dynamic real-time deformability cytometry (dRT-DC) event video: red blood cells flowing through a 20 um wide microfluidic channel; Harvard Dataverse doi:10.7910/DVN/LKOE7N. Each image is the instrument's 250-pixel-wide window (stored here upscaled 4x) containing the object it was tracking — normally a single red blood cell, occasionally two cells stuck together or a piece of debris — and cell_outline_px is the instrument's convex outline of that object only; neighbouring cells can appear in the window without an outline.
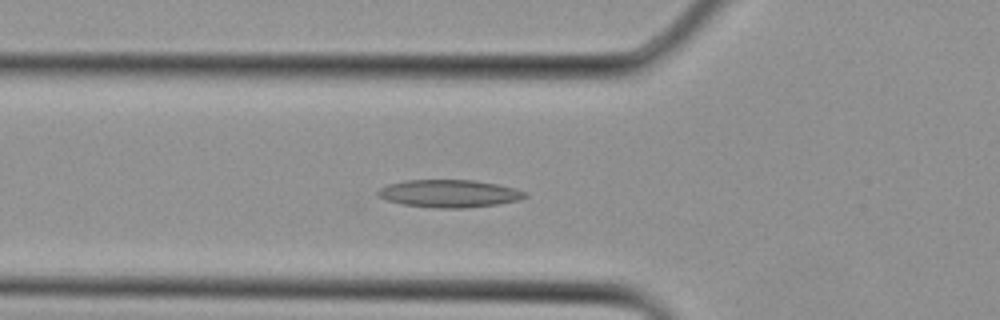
{"species": "Egyptian fruit bat (a non-hibernating species)", "species_latin": "Rousettus aegyptiacus", "temperature_condition": "cold", "stored_images_in_passage": 27, "camera_frame_rate_fps": 3000, "um_per_image_px": 0.085, "animal": {"sex": "female"}, "frame": {"image": 1, "passage_image": 11, "time_ms": 3.333, "image_size_px": [1000, 320], "cell_outline_px": [[528, 196], [520, 200], [500, 204], [468, 208], [432, 208], [404, 204], [384, 200], [376, 192], [380, 188], [388, 184], [404, 180], [472, 180], [496, 184], [516, 188], [528, 192]], "centroid_in_image_um": [38.22, 16.46], "position_along_channel_um": 87.6, "area_um2": 23.93}}
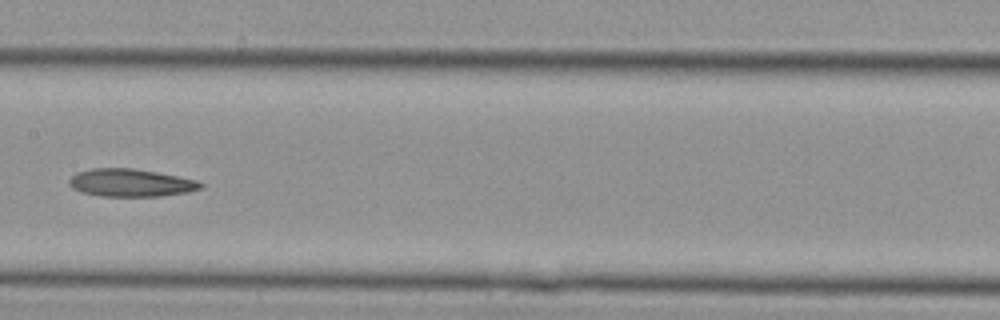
{"frame": {"image": 2, "passage_image": 16, "time_ms": 5.0, "image_size_px": [1000, 320], "cell_outline_px": [[204, 184], [200, 188], [188, 192], [160, 196], [100, 196], [80, 192], [72, 188], [68, 184], [68, 180], [76, 172], [92, 168], [132, 168], [156, 172], [196, 180]], "centroid_in_image_um": [11.05, 15.54], "position_along_channel_um": 196.3, "area_um2": 21.21}}
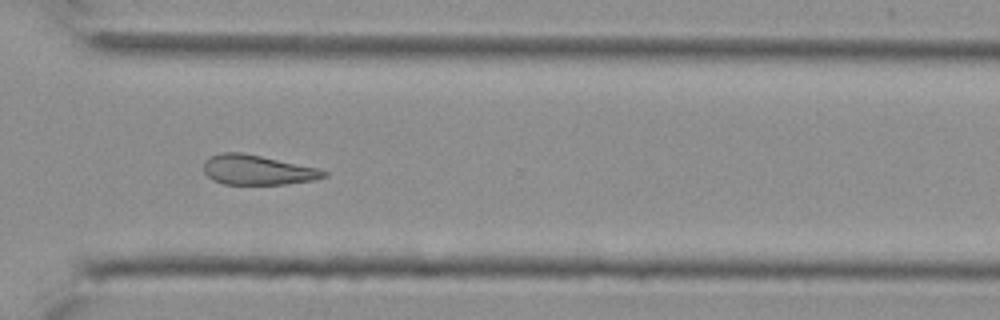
{"frame": {"image": 3, "passage_image": 23, "time_ms": 7.333, "image_size_px": [1000, 320], "cell_outline_px": [[328, 176], [316, 180], [288, 184], [224, 184], [212, 180], [204, 172], [204, 160], [220, 152], [240, 152], [260, 156], [316, 168], [328, 172]], "centroid_in_image_um": [21.87, 14.46], "position_along_channel_um": 348.7, "area_um2": 20.75}}